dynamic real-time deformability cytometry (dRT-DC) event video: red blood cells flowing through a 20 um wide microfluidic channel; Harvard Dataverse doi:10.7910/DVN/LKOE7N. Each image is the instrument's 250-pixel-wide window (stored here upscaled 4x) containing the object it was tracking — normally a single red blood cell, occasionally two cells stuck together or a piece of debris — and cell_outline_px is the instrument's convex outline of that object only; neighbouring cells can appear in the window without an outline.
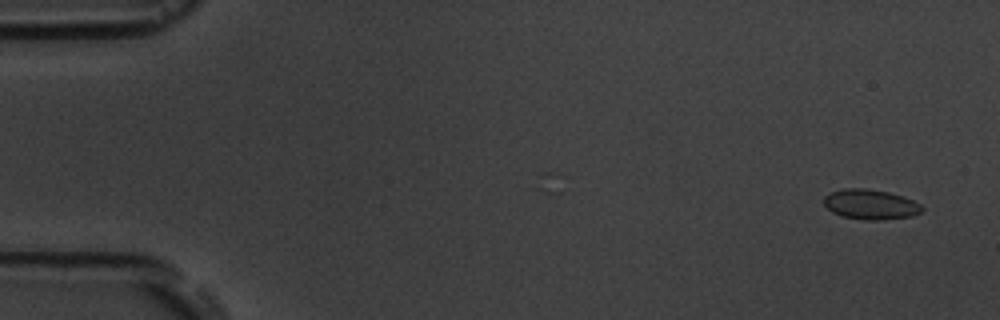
{"species": "common noctule bat (a hibernating species)", "species_latin": "Nyctalus noctula", "temperature_condition": "room temperature", "stored_images_in_passage": 2, "camera_frame_rate_fps": 3000, "um_per_image_px": 0.085, "animal": {"sex": "male", "body_mass_g": 19.5, "forearm_length_mm": 54.6}, "frame": {"image": 1, "passage_image": 2, "time_ms": 1.333, "image_size_px": [1000, 320], "cell_outline_px": [[924, 208], [920, 212], [912, 216], [884, 220], [864, 220], [840, 216], [832, 212], [824, 204], [824, 196], [832, 192], [844, 188], [864, 188], [888, 192], [912, 200], [920, 204]], "centroid_in_image_um": [73.98, 17.39], "position_along_channel_um": 11.0, "area_um2": 17.11}}